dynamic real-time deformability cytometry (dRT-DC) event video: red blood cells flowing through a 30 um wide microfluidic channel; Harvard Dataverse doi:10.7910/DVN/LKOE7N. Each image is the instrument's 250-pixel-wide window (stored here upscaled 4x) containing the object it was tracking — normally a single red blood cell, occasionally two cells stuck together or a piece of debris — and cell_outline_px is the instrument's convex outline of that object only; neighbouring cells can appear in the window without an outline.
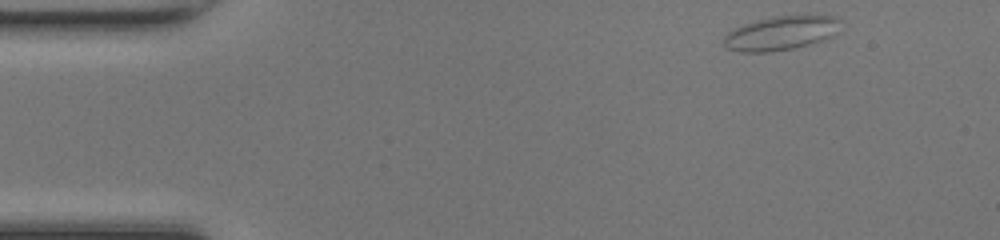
{"species": "common noctule bat (a hibernating species)", "species_latin": "Nyctalus noctula", "temperature_condition": "room temperature", "stored_images_in_passage": 44, "camera_frame_rate_fps": 3000, "um_per_image_px": 0.085, "animal": {"sex": "female", "body_mass_g": 17.0, "forearm_length_mm": 48.0}, "frame": {"image": 1, "passage_image": 1, "time_ms": 0.0, "image_size_px": [1000, 240], "cell_outline_px": [[840, 20], [832, 36], [808, 44], [792, 48], [768, 52], [740, 52], [728, 48], [724, 44], [724, 36], [728, 32], [744, 24], [756, 20], [772, 16], [836, 16]], "centroid_in_image_um": [66.32, 2.81], "position_along_channel_um": 18.7, "area_um2": 22.6}}
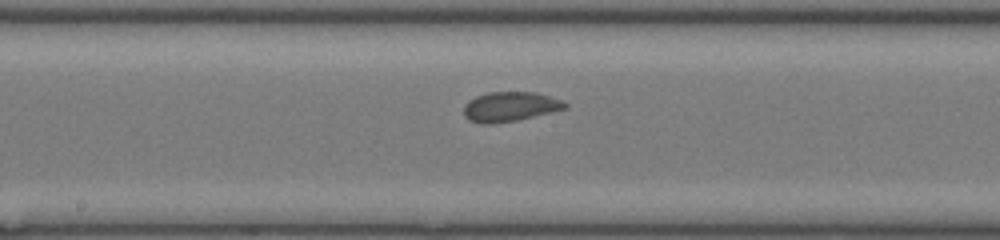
{"frame": {"image": 2, "passage_image": 21, "time_ms": 6.667, "image_size_px": [1000, 240], "cell_outline_px": [[568, 108], [516, 120], [492, 124], [484, 124], [468, 120], [464, 116], [464, 104], [468, 100], [476, 96], [488, 92], [536, 92], [560, 100], [568, 104]], "centroid_in_image_um": [43.31, 9.06], "position_along_channel_um": 204.9, "area_um2": 17.46}}
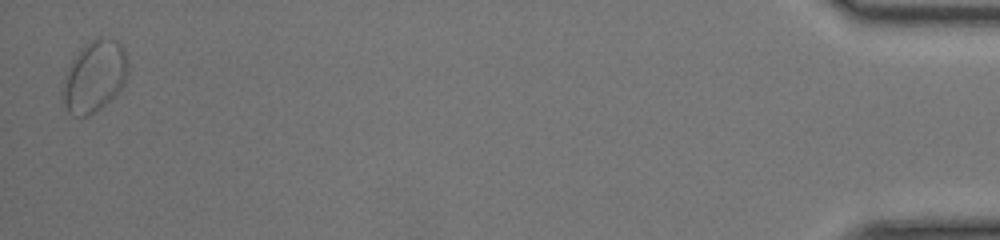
{"frame": {"image": 3, "passage_image": 44, "time_ms": 14.333, "image_size_px": [1000, 240], "cell_outline_px": [[128, 72], [120, 88], [100, 108], [88, 116], [72, 116], [68, 112], [64, 104], [64, 88], [68, 68], [72, 60], [92, 40], [100, 36], [116, 40], [124, 48], [128, 60]], "centroid_in_image_um": [8.06, 6.48], "position_along_channel_um": 427.1, "area_um2": 26.3}, "authors_computed_cell_mechanics": {"area_um2": 17.6868, "velocity_mm_per_s": 4.1994, "shape_relaxation_time_tau1_ms": 5.3184, "shape_relaxation_time_tau2_ms": 1.2329, "deformation_change_tau1": 0.094, "deformation_change_tau2": 0.0571}}